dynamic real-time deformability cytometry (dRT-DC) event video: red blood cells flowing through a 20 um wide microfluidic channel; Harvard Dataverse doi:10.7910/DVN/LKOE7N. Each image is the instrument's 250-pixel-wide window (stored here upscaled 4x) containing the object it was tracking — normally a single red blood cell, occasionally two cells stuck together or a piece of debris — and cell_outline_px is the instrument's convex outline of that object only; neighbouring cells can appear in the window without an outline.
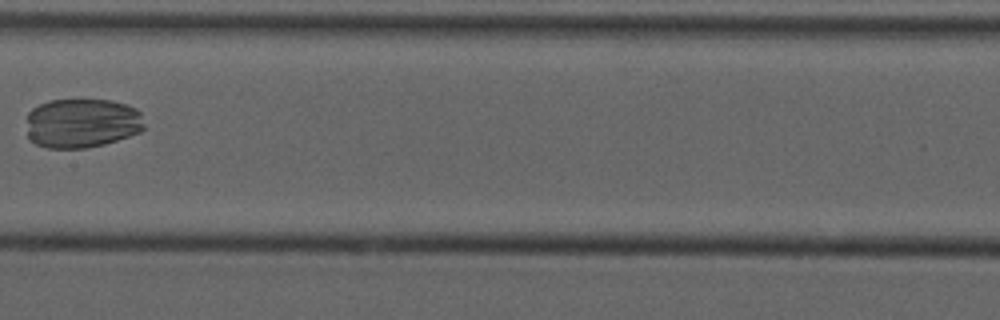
{"species": "common noctule bat (a hibernating species)", "species_latin": "Nyctalus noctula", "temperature_condition": "cold", "stored_images_in_passage": 6, "camera_frame_rate_fps": 3000, "um_per_image_px": 0.085, "animal": {"sex": "male", "forearm_length_mm": 52.5}, "frame": {"image": 1, "passage_image": 6, "time_ms": 7.0, "image_size_px": [1000, 320], "cell_outline_px": [[144, 128], [140, 132], [104, 144], [84, 148], [48, 148], [36, 144], [28, 136], [28, 112], [32, 108], [48, 100], [108, 100], [128, 104], [136, 108], [140, 112], [144, 124]], "centroid_in_image_um": [6.97, 10.46], "position_along_channel_um": 200.4, "area_um2": 33.99}}